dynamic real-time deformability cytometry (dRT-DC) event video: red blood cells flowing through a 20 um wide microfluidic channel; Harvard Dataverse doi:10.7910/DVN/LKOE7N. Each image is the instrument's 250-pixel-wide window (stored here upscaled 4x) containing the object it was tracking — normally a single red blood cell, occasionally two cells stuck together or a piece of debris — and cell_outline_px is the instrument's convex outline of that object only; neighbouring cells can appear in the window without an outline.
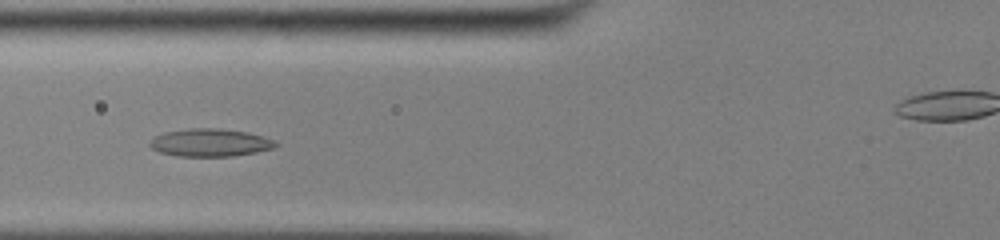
{"species": "common noctule bat (a hibernating species)", "species_latin": "Nyctalus noctula", "temperature_condition": "cold", "stored_images_in_passage": 47, "camera_frame_rate_fps": 3000, "um_per_image_px": 0.085, "animal": {"sex": "male", "body_mass_g": 13.0, "forearm_length_mm": 53.1}, "frame": {"image": 1, "passage_image": 15, "time_ms": 4.667, "image_size_px": [1000, 240], "cell_outline_px": [[280, 144], [276, 148], [256, 152], [232, 156], [176, 156], [160, 152], [152, 148], [148, 144], [152, 136], [164, 132], [188, 128], [220, 128], [248, 132], [264, 136], [276, 140]], "centroid_in_image_um": [17.88, 12.11], "position_along_channel_um": 107.9, "area_um2": 20.75}}
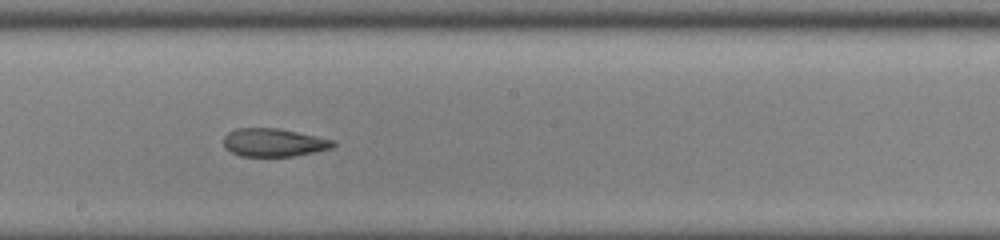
{"frame": {"image": 2, "passage_image": 24, "time_ms": 7.667, "image_size_px": [1000, 240], "cell_outline_px": [[336, 144], [332, 148], [292, 156], [240, 156], [224, 148], [224, 136], [228, 132], [236, 128], [280, 128], [336, 140]], "centroid_in_image_um": [23.27, 12.1], "position_along_channel_um": 224.9, "area_um2": 18.03}}
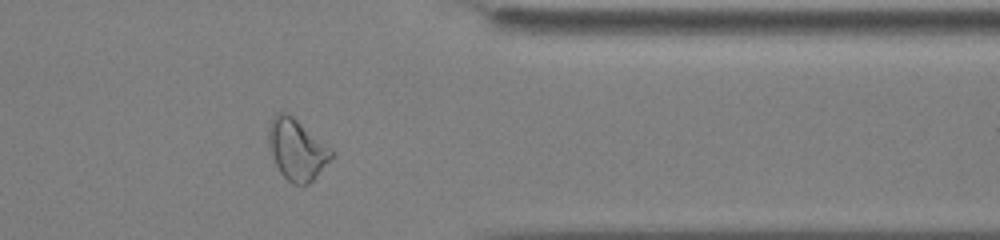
{"frame": {"image": 3, "passage_image": 37, "time_ms": 12.0, "image_size_px": [1000, 240], "cell_outline_px": [[336, 152], [312, 180], [308, 184], [292, 184], [280, 172], [276, 164], [268, 144], [268, 128], [272, 120], [280, 112], [288, 112], [332, 148]], "centroid_in_image_um": [25.24, 12.69], "position_along_channel_um": 386.2, "area_um2": 22.08}, "authors_computed_cell_mechanics": {"area_um2": 21.4438, "velocity_mm_per_s": 3.8972, "shape_relaxation_time_tau1_ms": null, "shape_relaxation_time_tau2_ms": 2.1267, "deformation_change_tau1": null, "deformation_change_tau2": 0.0938}}